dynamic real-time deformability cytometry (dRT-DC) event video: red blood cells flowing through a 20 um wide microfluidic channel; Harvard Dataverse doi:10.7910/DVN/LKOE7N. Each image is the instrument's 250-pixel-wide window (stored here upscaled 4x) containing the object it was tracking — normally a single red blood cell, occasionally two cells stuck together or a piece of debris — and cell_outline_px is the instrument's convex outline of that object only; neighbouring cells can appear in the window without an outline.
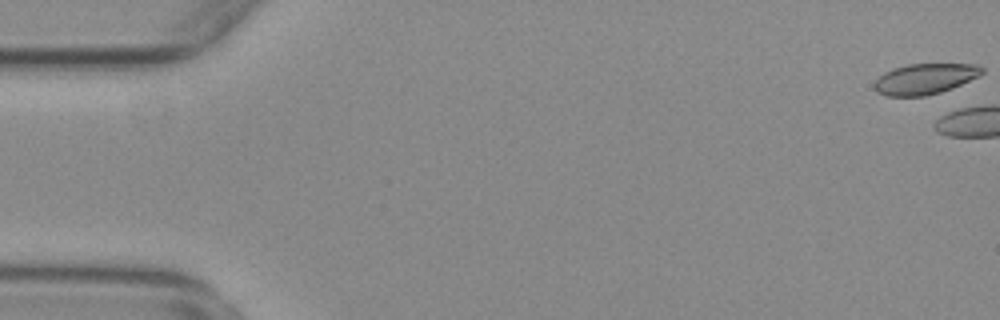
{"species": "common noctule bat (a hibernating species)", "species_latin": "Nyctalus noctula", "temperature_condition": "warm", "stored_images_in_passage": 4, "camera_frame_rate_fps": 3000, "um_per_image_px": 0.085, "animal": {"sex": "female", "body_mass_g": 29.2, "forearm_length_mm": 56.3}, "frame": {"image": 1, "passage_image": 1, "time_ms": 0.0, "image_size_px": [1000, 320], "cell_outline_px": [[984, 72], [980, 76], [952, 88], [940, 92], [924, 96], [888, 96], [876, 92], [872, 84], [884, 72], [892, 68], [908, 64], [976, 64], [984, 68]], "centroid_in_image_um": [78.61, 6.7], "position_along_channel_um": 6.4, "area_um2": 19.36}}